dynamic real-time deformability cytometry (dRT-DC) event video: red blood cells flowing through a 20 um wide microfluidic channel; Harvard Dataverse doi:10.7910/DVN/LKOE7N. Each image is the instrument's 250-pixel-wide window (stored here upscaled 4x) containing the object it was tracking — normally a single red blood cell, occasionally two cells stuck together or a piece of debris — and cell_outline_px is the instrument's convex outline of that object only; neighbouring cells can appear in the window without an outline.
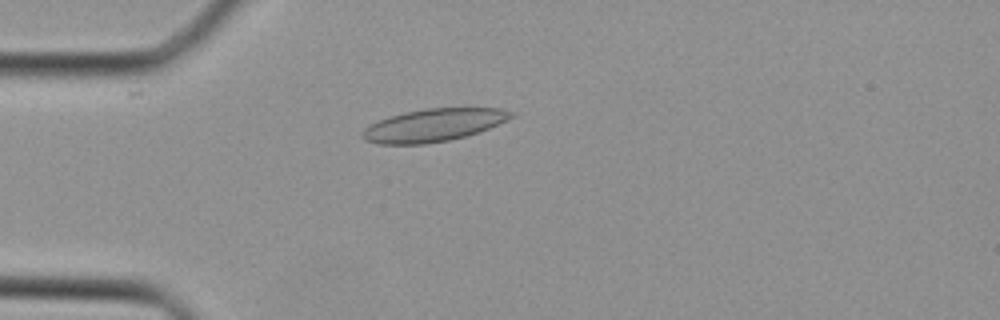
{"species": "Egyptian fruit bat (a non-hibernating species)", "species_latin": "Rousettus aegyptiacus", "temperature_condition": "cold", "stored_images_in_passage": 40, "camera_frame_rate_fps": 3000, "um_per_image_px": 0.085, "animal": {"sex": "female"}, "frame": {"image": 1, "passage_image": 11, "time_ms": 3.333, "image_size_px": [1000, 320], "cell_outline_px": [[516, 116], [508, 120], [480, 132], [448, 140], [424, 144], [376, 144], [364, 140], [360, 136], [360, 132], [368, 124], [404, 112], [424, 108], [500, 108], [516, 112]], "centroid_in_image_um": [36.85, 10.63], "position_along_channel_um": 48.1, "area_um2": 28.61}}
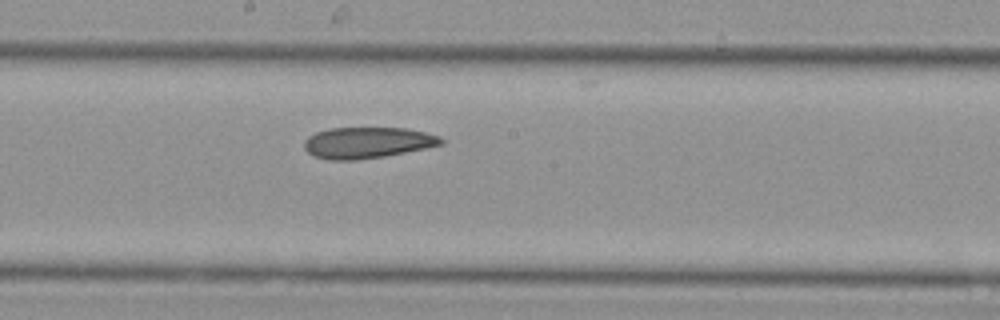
{"frame": {"image": 2, "passage_image": 22, "time_ms": 7.0, "image_size_px": [1000, 320], "cell_outline_px": [[444, 144], [384, 156], [356, 160], [328, 160], [312, 156], [304, 148], [304, 140], [308, 136], [316, 132], [332, 128], [404, 128], [424, 132], [440, 136], [444, 140]], "centroid_in_image_um": [31.19, 12.13], "position_along_channel_um": 217.0, "area_um2": 24.8}}
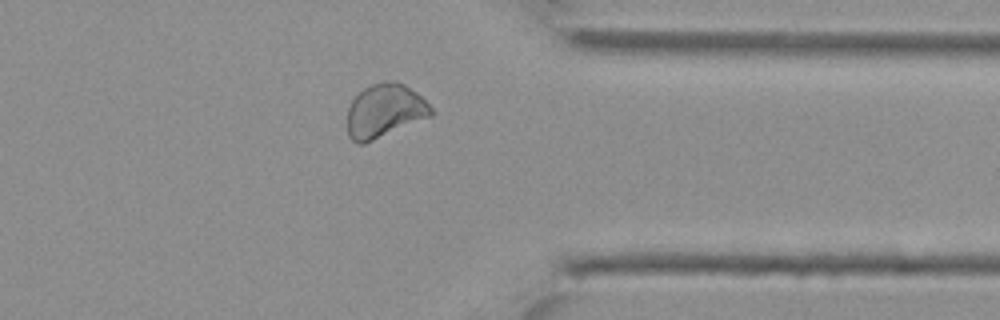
{"frame": {"image": 3, "passage_image": 32, "time_ms": 10.333, "image_size_px": [1000, 320], "cell_outline_px": [[432, 116], [364, 144], [360, 144], [352, 140], [348, 136], [348, 108], [352, 100], [368, 84], [384, 80], [396, 80], [404, 84], [416, 92], [432, 108]], "centroid_in_image_um": [32.69, 9.4], "position_along_channel_um": 378.7, "area_um2": 26.24}}